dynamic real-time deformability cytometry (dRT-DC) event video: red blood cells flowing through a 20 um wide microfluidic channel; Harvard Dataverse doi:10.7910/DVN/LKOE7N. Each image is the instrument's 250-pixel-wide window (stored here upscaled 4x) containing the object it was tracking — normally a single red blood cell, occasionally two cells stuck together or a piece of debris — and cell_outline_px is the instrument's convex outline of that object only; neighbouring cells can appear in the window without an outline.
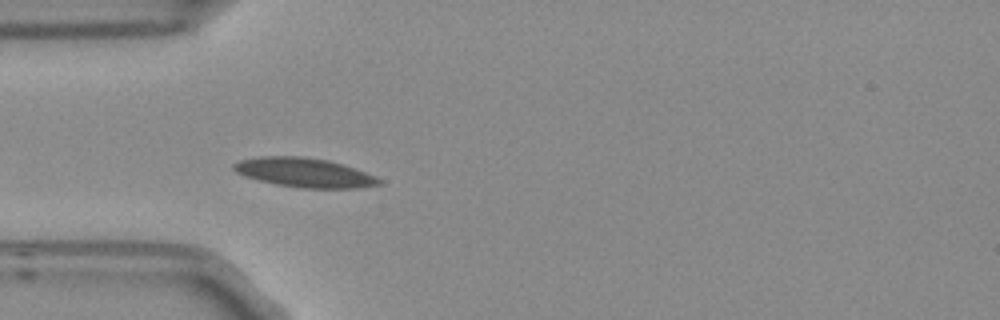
{"species": "Egyptian fruit bat (a non-hibernating species)", "species_latin": "Rousettus aegyptiacus", "temperature_condition": "room temperature", "stored_images_in_passage": 3, "camera_frame_rate_fps": 3000, "um_per_image_px": 0.085, "frame": {"image": 1, "passage_image": 3, "time_ms": 0.667, "image_size_px": [1000, 320], "cell_outline_px": [[384, 184], [360, 188], [300, 188], [276, 184], [244, 176], [236, 172], [232, 168], [232, 164], [240, 160], [264, 156], [304, 156], [328, 160], [344, 164], [356, 168], [376, 176], [384, 180]], "centroid_in_image_um": [25.94, 14.67], "position_along_channel_um": 59.1, "area_um2": 25.09}}